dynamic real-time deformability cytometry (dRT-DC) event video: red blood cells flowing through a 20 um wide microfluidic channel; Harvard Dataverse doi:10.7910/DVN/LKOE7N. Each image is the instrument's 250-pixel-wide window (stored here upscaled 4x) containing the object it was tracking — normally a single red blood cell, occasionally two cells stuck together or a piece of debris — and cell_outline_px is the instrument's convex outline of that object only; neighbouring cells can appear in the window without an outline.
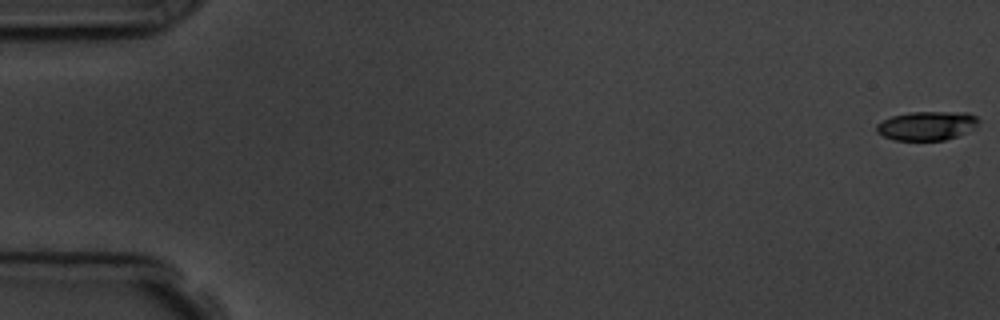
{"species": "common noctule bat (a hibernating species)", "species_latin": "Nyctalus noctula", "temperature_condition": "room temperature", "stored_images_in_passage": 57, "camera_frame_rate_fps": 3000, "um_per_image_px": 0.085, "animal": {"sex": "male", "body_mass_g": 19.5, "forearm_length_mm": 54.6}, "frame": {"image": 1, "passage_image": 1, "time_ms": 0.0, "image_size_px": [1000, 320], "cell_outline_px": [[980, 120], [968, 132], [944, 140], [892, 140], [876, 132], [876, 124], [892, 116], [912, 112], [968, 112], [976, 116]], "centroid_in_image_um": [78.78, 10.68], "position_along_channel_um": 6.2, "area_um2": 17.17}}
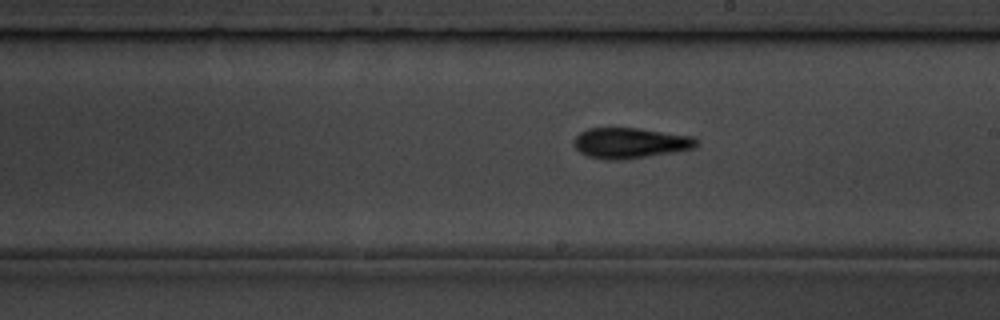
{"frame": {"image": 2, "passage_image": 33, "time_ms": 10.667, "image_size_px": [1000, 320], "cell_outline_px": [[700, 140], [692, 148], [624, 160], [608, 160], [588, 156], [580, 152], [572, 144], [572, 140], [580, 132], [588, 128], [640, 128], [692, 136]], "centroid_in_image_um": [53.51, 12.14], "position_along_channel_um": 235.5, "area_um2": 21.73}}
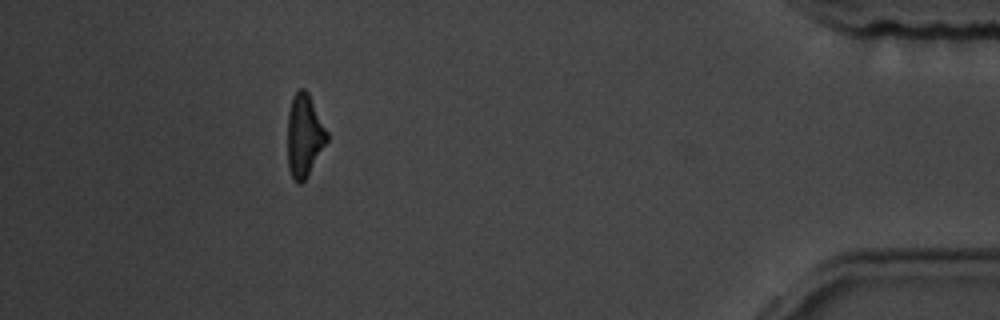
{"frame": {"image": 3, "passage_image": 52, "time_ms": 17.0, "image_size_px": [1000, 320], "cell_outline_px": [[328, 140], [308, 176], [300, 184], [296, 184], [288, 168], [288, 112], [292, 96], [300, 88], [304, 88], [308, 92], [328, 132]], "centroid_in_image_um": [25.87, 11.53], "position_along_channel_um": 409.3, "area_um2": 19.07}, "authors_computed_cell_mechanics": {"area_um2": 20.1144, "velocity_mm_per_s": 3.6198, "shape_relaxation_time_tau1_ms": 3.6748, "shape_relaxation_time_tau2_ms": 4.183, "deformation_change_tau1": 0.1442, "deformation_change_tau2": 0.1224}}